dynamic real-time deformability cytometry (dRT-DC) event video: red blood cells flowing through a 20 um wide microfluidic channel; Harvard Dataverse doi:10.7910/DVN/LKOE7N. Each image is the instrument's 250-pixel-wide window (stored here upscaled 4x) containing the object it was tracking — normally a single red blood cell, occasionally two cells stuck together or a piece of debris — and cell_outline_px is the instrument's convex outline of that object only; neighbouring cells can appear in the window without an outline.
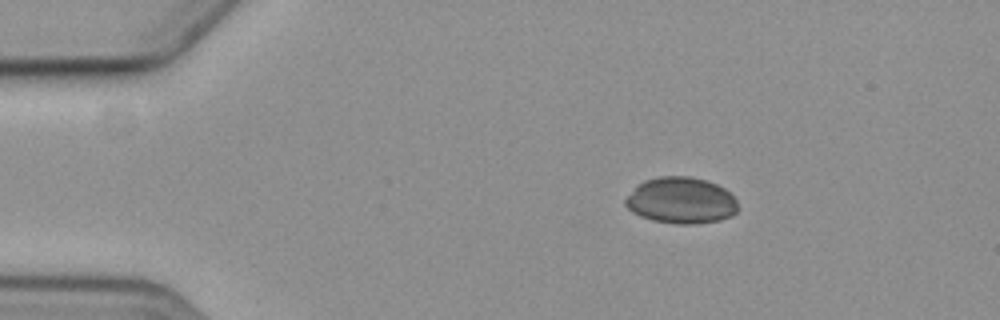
{"species": "common noctule bat (a hibernating species)", "species_latin": "Nyctalus noctula", "temperature_condition": "cold", "stored_images_in_passage": 4, "camera_frame_rate_fps": 3000, "um_per_image_px": 0.085, "animal": {"sex": "female", "body_mass_g": 19.3, "forearm_length_mm": 54.1}, "frame": {"image": 1, "passage_image": 2, "time_ms": 1.333, "image_size_px": [1000, 320], "cell_outline_px": [[740, 208], [732, 216], [720, 220], [696, 224], [676, 224], [652, 220], [640, 216], [632, 212], [624, 204], [624, 200], [644, 180], [660, 176], [688, 176], [704, 180], [716, 184], [724, 188], [736, 200]], "centroid_in_image_um": [57.91, 17.06], "position_along_channel_um": 27.1, "area_um2": 30.35}}